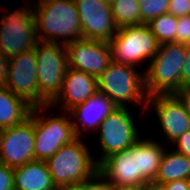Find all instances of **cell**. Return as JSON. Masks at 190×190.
Segmentation results:
<instances>
[{"mask_svg":"<svg viewBox=\"0 0 190 190\" xmlns=\"http://www.w3.org/2000/svg\"><path fill=\"white\" fill-rule=\"evenodd\" d=\"M141 21L148 24L153 18L167 13L170 0H138Z\"/></svg>","mask_w":190,"mask_h":190,"instance_id":"24","label":"cell"},{"mask_svg":"<svg viewBox=\"0 0 190 190\" xmlns=\"http://www.w3.org/2000/svg\"><path fill=\"white\" fill-rule=\"evenodd\" d=\"M102 180L118 186L141 188L144 183L137 177L136 154L129 149L109 155L98 165Z\"/></svg>","mask_w":190,"mask_h":190,"instance_id":"15","label":"cell"},{"mask_svg":"<svg viewBox=\"0 0 190 190\" xmlns=\"http://www.w3.org/2000/svg\"><path fill=\"white\" fill-rule=\"evenodd\" d=\"M104 2H107L109 4H111L112 2H114L115 0H103Z\"/></svg>","mask_w":190,"mask_h":190,"instance_id":"39","label":"cell"},{"mask_svg":"<svg viewBox=\"0 0 190 190\" xmlns=\"http://www.w3.org/2000/svg\"><path fill=\"white\" fill-rule=\"evenodd\" d=\"M59 44L38 41L34 47L39 93L49 104L60 94L69 67L66 44Z\"/></svg>","mask_w":190,"mask_h":190,"instance_id":"5","label":"cell"},{"mask_svg":"<svg viewBox=\"0 0 190 190\" xmlns=\"http://www.w3.org/2000/svg\"><path fill=\"white\" fill-rule=\"evenodd\" d=\"M47 108L49 109L51 106L34 107L35 160L40 161H47L63 145L71 143L77 138L72 120H70L71 117H65V114L48 117L49 119H45L41 115L37 116L42 109Z\"/></svg>","mask_w":190,"mask_h":190,"instance_id":"8","label":"cell"},{"mask_svg":"<svg viewBox=\"0 0 190 190\" xmlns=\"http://www.w3.org/2000/svg\"><path fill=\"white\" fill-rule=\"evenodd\" d=\"M0 190H14V169L0 163Z\"/></svg>","mask_w":190,"mask_h":190,"instance_id":"27","label":"cell"},{"mask_svg":"<svg viewBox=\"0 0 190 190\" xmlns=\"http://www.w3.org/2000/svg\"><path fill=\"white\" fill-rule=\"evenodd\" d=\"M116 108L113 101L104 93L97 91L90 96L84 103L78 104L70 109L67 116L72 117L73 130L76 137L80 138V123L83 124L85 130H98L100 124L106 119L110 113ZM74 118V119H73ZM75 119H78L74 122ZM79 121V123H77Z\"/></svg>","mask_w":190,"mask_h":190,"instance_id":"17","label":"cell"},{"mask_svg":"<svg viewBox=\"0 0 190 190\" xmlns=\"http://www.w3.org/2000/svg\"><path fill=\"white\" fill-rule=\"evenodd\" d=\"M168 12L176 18L190 15V0H170Z\"/></svg>","mask_w":190,"mask_h":190,"instance_id":"28","label":"cell"},{"mask_svg":"<svg viewBox=\"0 0 190 190\" xmlns=\"http://www.w3.org/2000/svg\"><path fill=\"white\" fill-rule=\"evenodd\" d=\"M187 46H188L187 55L190 57V44H188Z\"/></svg>","mask_w":190,"mask_h":190,"instance_id":"38","label":"cell"},{"mask_svg":"<svg viewBox=\"0 0 190 190\" xmlns=\"http://www.w3.org/2000/svg\"><path fill=\"white\" fill-rule=\"evenodd\" d=\"M34 5L38 41L67 44L82 38L79 14L74 0H37ZM37 6V7H36ZM69 37V38H68Z\"/></svg>","mask_w":190,"mask_h":190,"instance_id":"1","label":"cell"},{"mask_svg":"<svg viewBox=\"0 0 190 190\" xmlns=\"http://www.w3.org/2000/svg\"><path fill=\"white\" fill-rule=\"evenodd\" d=\"M69 67L98 77L112 61L109 42L81 38L66 44Z\"/></svg>","mask_w":190,"mask_h":190,"instance_id":"13","label":"cell"},{"mask_svg":"<svg viewBox=\"0 0 190 190\" xmlns=\"http://www.w3.org/2000/svg\"><path fill=\"white\" fill-rule=\"evenodd\" d=\"M165 190H188L186 179L171 181L164 184Z\"/></svg>","mask_w":190,"mask_h":190,"instance_id":"33","label":"cell"},{"mask_svg":"<svg viewBox=\"0 0 190 190\" xmlns=\"http://www.w3.org/2000/svg\"><path fill=\"white\" fill-rule=\"evenodd\" d=\"M34 107L19 125L0 130V163L15 168L35 160Z\"/></svg>","mask_w":190,"mask_h":190,"instance_id":"11","label":"cell"},{"mask_svg":"<svg viewBox=\"0 0 190 190\" xmlns=\"http://www.w3.org/2000/svg\"><path fill=\"white\" fill-rule=\"evenodd\" d=\"M57 190H108V183L97 174L89 181L63 186Z\"/></svg>","mask_w":190,"mask_h":190,"instance_id":"25","label":"cell"},{"mask_svg":"<svg viewBox=\"0 0 190 190\" xmlns=\"http://www.w3.org/2000/svg\"><path fill=\"white\" fill-rule=\"evenodd\" d=\"M175 43L190 44V15L178 18Z\"/></svg>","mask_w":190,"mask_h":190,"instance_id":"26","label":"cell"},{"mask_svg":"<svg viewBox=\"0 0 190 190\" xmlns=\"http://www.w3.org/2000/svg\"><path fill=\"white\" fill-rule=\"evenodd\" d=\"M36 69L35 49L21 52L9 58L4 85L33 107L48 106L49 103L39 93Z\"/></svg>","mask_w":190,"mask_h":190,"instance_id":"9","label":"cell"},{"mask_svg":"<svg viewBox=\"0 0 190 190\" xmlns=\"http://www.w3.org/2000/svg\"><path fill=\"white\" fill-rule=\"evenodd\" d=\"M139 190H165L164 184H159L154 181L146 182Z\"/></svg>","mask_w":190,"mask_h":190,"instance_id":"34","label":"cell"},{"mask_svg":"<svg viewBox=\"0 0 190 190\" xmlns=\"http://www.w3.org/2000/svg\"><path fill=\"white\" fill-rule=\"evenodd\" d=\"M176 144L175 151L184 154L190 158V130L181 135L175 142ZM178 146V147H177Z\"/></svg>","mask_w":190,"mask_h":190,"instance_id":"29","label":"cell"},{"mask_svg":"<svg viewBox=\"0 0 190 190\" xmlns=\"http://www.w3.org/2000/svg\"><path fill=\"white\" fill-rule=\"evenodd\" d=\"M188 190H190V176L186 179Z\"/></svg>","mask_w":190,"mask_h":190,"instance_id":"36","label":"cell"},{"mask_svg":"<svg viewBox=\"0 0 190 190\" xmlns=\"http://www.w3.org/2000/svg\"><path fill=\"white\" fill-rule=\"evenodd\" d=\"M33 109L25 99L0 86V130L21 124Z\"/></svg>","mask_w":190,"mask_h":190,"instance_id":"20","label":"cell"},{"mask_svg":"<svg viewBox=\"0 0 190 190\" xmlns=\"http://www.w3.org/2000/svg\"><path fill=\"white\" fill-rule=\"evenodd\" d=\"M176 95L181 99L185 106L186 112L190 116V88L179 90Z\"/></svg>","mask_w":190,"mask_h":190,"instance_id":"32","label":"cell"},{"mask_svg":"<svg viewBox=\"0 0 190 190\" xmlns=\"http://www.w3.org/2000/svg\"><path fill=\"white\" fill-rule=\"evenodd\" d=\"M79 137L63 145L46 162L58 188L89 181L98 174V165Z\"/></svg>","mask_w":190,"mask_h":190,"instance_id":"3","label":"cell"},{"mask_svg":"<svg viewBox=\"0 0 190 190\" xmlns=\"http://www.w3.org/2000/svg\"><path fill=\"white\" fill-rule=\"evenodd\" d=\"M190 176V158L177 151H164L154 182L165 184Z\"/></svg>","mask_w":190,"mask_h":190,"instance_id":"21","label":"cell"},{"mask_svg":"<svg viewBox=\"0 0 190 190\" xmlns=\"http://www.w3.org/2000/svg\"><path fill=\"white\" fill-rule=\"evenodd\" d=\"M82 38L110 42L118 31L110 4L103 0H74Z\"/></svg>","mask_w":190,"mask_h":190,"instance_id":"12","label":"cell"},{"mask_svg":"<svg viewBox=\"0 0 190 190\" xmlns=\"http://www.w3.org/2000/svg\"><path fill=\"white\" fill-rule=\"evenodd\" d=\"M98 91L97 78L86 72L68 67L64 76L60 94L49 104H60L65 112L74 106L84 103Z\"/></svg>","mask_w":190,"mask_h":190,"instance_id":"16","label":"cell"},{"mask_svg":"<svg viewBox=\"0 0 190 190\" xmlns=\"http://www.w3.org/2000/svg\"><path fill=\"white\" fill-rule=\"evenodd\" d=\"M109 44L114 62L133 67L141 61L152 59L159 47L148 24L118 28Z\"/></svg>","mask_w":190,"mask_h":190,"instance_id":"6","label":"cell"},{"mask_svg":"<svg viewBox=\"0 0 190 190\" xmlns=\"http://www.w3.org/2000/svg\"><path fill=\"white\" fill-rule=\"evenodd\" d=\"M9 58L0 52V86L6 82Z\"/></svg>","mask_w":190,"mask_h":190,"instance_id":"31","label":"cell"},{"mask_svg":"<svg viewBox=\"0 0 190 190\" xmlns=\"http://www.w3.org/2000/svg\"><path fill=\"white\" fill-rule=\"evenodd\" d=\"M185 88H190V57L187 54L181 70V90Z\"/></svg>","mask_w":190,"mask_h":190,"instance_id":"30","label":"cell"},{"mask_svg":"<svg viewBox=\"0 0 190 190\" xmlns=\"http://www.w3.org/2000/svg\"><path fill=\"white\" fill-rule=\"evenodd\" d=\"M98 132L103 152L95 160L97 165L109 155L129 149L140 137L127 107H116L100 124Z\"/></svg>","mask_w":190,"mask_h":190,"instance_id":"10","label":"cell"},{"mask_svg":"<svg viewBox=\"0 0 190 190\" xmlns=\"http://www.w3.org/2000/svg\"><path fill=\"white\" fill-rule=\"evenodd\" d=\"M14 169V190H57L46 161L34 160Z\"/></svg>","mask_w":190,"mask_h":190,"instance_id":"18","label":"cell"},{"mask_svg":"<svg viewBox=\"0 0 190 190\" xmlns=\"http://www.w3.org/2000/svg\"><path fill=\"white\" fill-rule=\"evenodd\" d=\"M129 150L136 154L137 177L144 184L154 181L165 151L163 147L156 141L139 138Z\"/></svg>","mask_w":190,"mask_h":190,"instance_id":"19","label":"cell"},{"mask_svg":"<svg viewBox=\"0 0 190 190\" xmlns=\"http://www.w3.org/2000/svg\"><path fill=\"white\" fill-rule=\"evenodd\" d=\"M2 31V16H0V33Z\"/></svg>","mask_w":190,"mask_h":190,"instance_id":"37","label":"cell"},{"mask_svg":"<svg viewBox=\"0 0 190 190\" xmlns=\"http://www.w3.org/2000/svg\"><path fill=\"white\" fill-rule=\"evenodd\" d=\"M178 18L167 12L153 18L149 27L159 44L175 42Z\"/></svg>","mask_w":190,"mask_h":190,"instance_id":"23","label":"cell"},{"mask_svg":"<svg viewBox=\"0 0 190 190\" xmlns=\"http://www.w3.org/2000/svg\"><path fill=\"white\" fill-rule=\"evenodd\" d=\"M188 46L180 43H162L149 61L145 78V91L148 96L176 94L181 90V70Z\"/></svg>","mask_w":190,"mask_h":190,"instance_id":"2","label":"cell"},{"mask_svg":"<svg viewBox=\"0 0 190 190\" xmlns=\"http://www.w3.org/2000/svg\"><path fill=\"white\" fill-rule=\"evenodd\" d=\"M21 7L2 16L0 52L11 58L21 52L33 49L38 42L34 6Z\"/></svg>","mask_w":190,"mask_h":190,"instance_id":"7","label":"cell"},{"mask_svg":"<svg viewBox=\"0 0 190 190\" xmlns=\"http://www.w3.org/2000/svg\"><path fill=\"white\" fill-rule=\"evenodd\" d=\"M134 68L112 60L97 77L98 91L111 99L116 107H126L127 102H134L147 108L144 74Z\"/></svg>","mask_w":190,"mask_h":190,"instance_id":"4","label":"cell"},{"mask_svg":"<svg viewBox=\"0 0 190 190\" xmlns=\"http://www.w3.org/2000/svg\"><path fill=\"white\" fill-rule=\"evenodd\" d=\"M154 105L162 131L174 143L190 130V116L176 94H157L148 96V106Z\"/></svg>","mask_w":190,"mask_h":190,"instance_id":"14","label":"cell"},{"mask_svg":"<svg viewBox=\"0 0 190 190\" xmlns=\"http://www.w3.org/2000/svg\"><path fill=\"white\" fill-rule=\"evenodd\" d=\"M108 190H139V189L135 187H130V186H118V185L108 183Z\"/></svg>","mask_w":190,"mask_h":190,"instance_id":"35","label":"cell"},{"mask_svg":"<svg viewBox=\"0 0 190 190\" xmlns=\"http://www.w3.org/2000/svg\"><path fill=\"white\" fill-rule=\"evenodd\" d=\"M110 8L118 28L144 24L141 21L138 0H115Z\"/></svg>","mask_w":190,"mask_h":190,"instance_id":"22","label":"cell"}]
</instances>
